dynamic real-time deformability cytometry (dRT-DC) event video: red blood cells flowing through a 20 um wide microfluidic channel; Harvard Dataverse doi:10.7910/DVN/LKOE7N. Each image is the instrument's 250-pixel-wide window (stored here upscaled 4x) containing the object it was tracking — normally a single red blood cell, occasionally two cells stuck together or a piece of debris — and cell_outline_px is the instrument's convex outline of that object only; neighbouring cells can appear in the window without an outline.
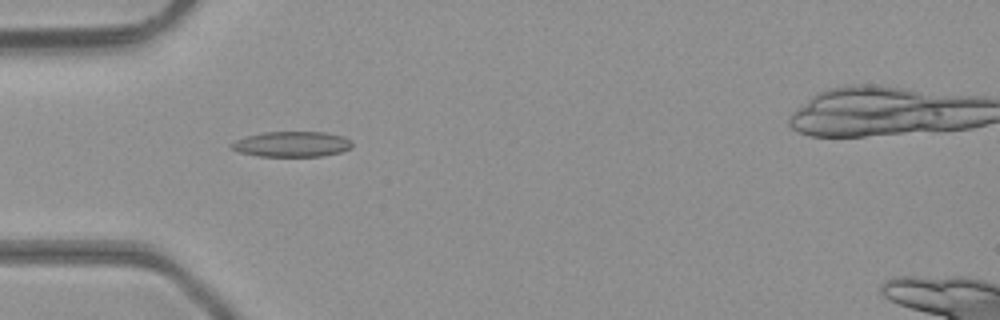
{"species": "common noctule bat (a hibernating species)", "species_latin": "Nyctalus noctula", "temperature_condition": "room temperature", "stored_images_in_passage": 3, "camera_frame_rate_fps": 3000, "um_per_image_px": 0.085, "animal": {"sex": "male", "body_mass_g": 23.1, "forearm_length_mm": 52.7}, "frame": {"image": 1, "passage_image": 1, "time_ms": 0.0, "image_size_px": [1000, 320], "cell_outline_px": [[352, 148], [340, 152], [324, 156], [256, 156], [240, 152], [228, 148], [228, 144], [244, 136], [264, 132], [324, 132], [344, 136], [352, 140]], "centroid_in_image_um": [24.78, 12.25], "position_along_channel_um": 60.2, "area_um2": 18.15}}
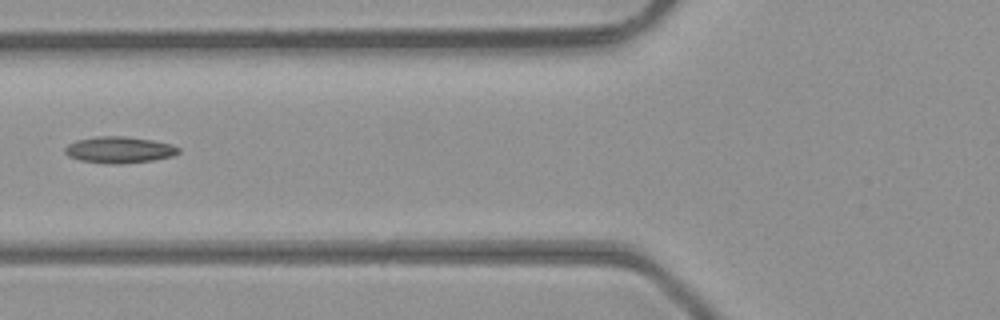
{"frame": {"image": 2, "passage_image": 2, "time_ms": 0.333, "image_size_px": [1000, 320], "cell_outline_px": [[180, 152], [172, 156], [152, 160], [120, 164], [108, 164], [80, 160], [68, 156], [64, 152], [64, 148], [68, 144], [76, 140], [96, 136], [124, 136], [152, 140], [172, 144], [180, 148]], "centroid_in_image_um": [10.12, 12.73], "position_along_channel_um": 115.7, "area_um2": 17.57}}
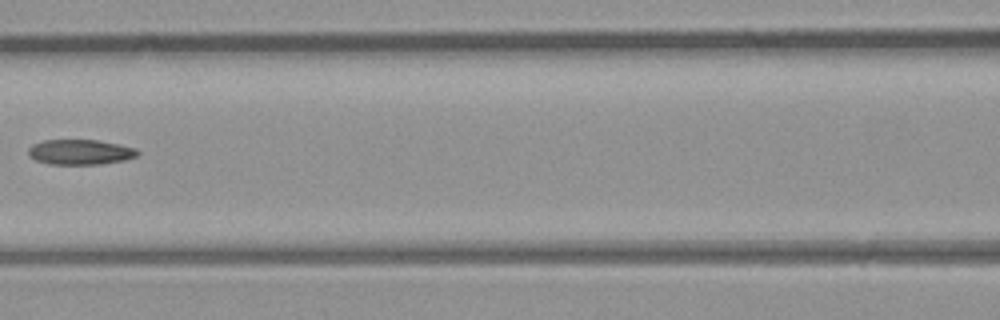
{"frame": {"image": 3, "passage_image": 3, "time_ms": 0.667, "image_size_px": [1000, 320], "cell_outline_px": [[140, 152], [136, 156], [124, 160], [100, 164], [48, 164], [36, 160], [28, 156], [28, 148], [32, 144], [44, 140], [96, 140], [136, 148]], "centroid_in_image_um": [6.78, 12.92], "position_along_channel_um": 159.8, "area_um2": 15.95}}